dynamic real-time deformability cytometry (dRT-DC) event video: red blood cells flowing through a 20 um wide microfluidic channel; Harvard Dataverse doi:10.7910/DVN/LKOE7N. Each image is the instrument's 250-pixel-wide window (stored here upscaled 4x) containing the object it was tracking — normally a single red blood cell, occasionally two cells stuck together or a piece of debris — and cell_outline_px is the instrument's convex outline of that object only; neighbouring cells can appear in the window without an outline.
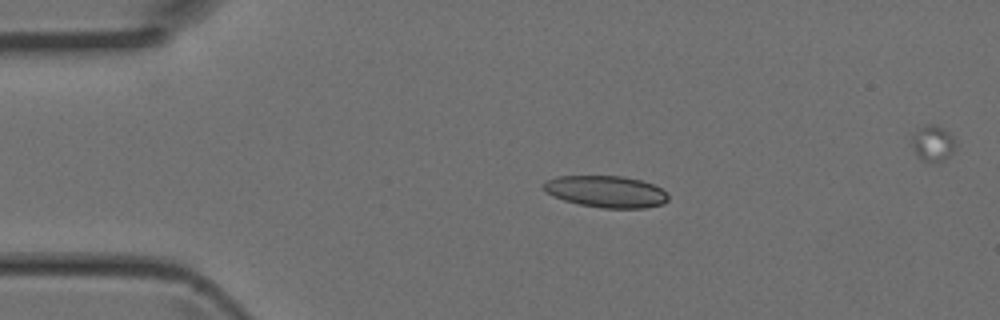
{"species": "Egyptian fruit bat (a non-hibernating species)", "species_latin": "Rousettus aegyptiacus", "temperature_condition": "room temperature", "stored_images_in_passage": 3, "camera_frame_rate_fps": 3000, "um_per_image_px": 0.085, "animal": {"sex": "female"}, "frame": {"image": 1, "passage_image": 2, "time_ms": 0.333, "image_size_px": [1000, 320], "cell_outline_px": [[668, 200], [664, 204], [644, 208], [600, 208], [580, 204], [564, 200], [552, 196], [544, 188], [544, 184], [548, 180], [556, 176], [624, 176], [640, 180], [652, 184], [660, 188], [668, 196]], "centroid_in_image_um": [51.53, 16.29], "position_along_channel_um": 33.5, "area_um2": 22.89}}